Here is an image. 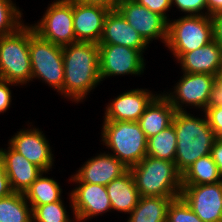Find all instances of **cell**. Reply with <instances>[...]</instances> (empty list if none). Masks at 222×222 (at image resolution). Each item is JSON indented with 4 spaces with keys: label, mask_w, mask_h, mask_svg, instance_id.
<instances>
[{
    "label": "cell",
    "mask_w": 222,
    "mask_h": 222,
    "mask_svg": "<svg viewBox=\"0 0 222 222\" xmlns=\"http://www.w3.org/2000/svg\"><path fill=\"white\" fill-rule=\"evenodd\" d=\"M62 52L64 65L62 94L76 103L81 102L101 82L98 44L75 42L63 46Z\"/></svg>",
    "instance_id": "obj_1"
},
{
    "label": "cell",
    "mask_w": 222,
    "mask_h": 222,
    "mask_svg": "<svg viewBox=\"0 0 222 222\" xmlns=\"http://www.w3.org/2000/svg\"><path fill=\"white\" fill-rule=\"evenodd\" d=\"M204 118L194 117L187 111L174 114L172 124L177 138L175 165L181 174L199 158L209 155L217 139L206 115Z\"/></svg>",
    "instance_id": "obj_2"
},
{
    "label": "cell",
    "mask_w": 222,
    "mask_h": 222,
    "mask_svg": "<svg viewBox=\"0 0 222 222\" xmlns=\"http://www.w3.org/2000/svg\"><path fill=\"white\" fill-rule=\"evenodd\" d=\"M140 197H180L182 174L175 162L146 155L129 168Z\"/></svg>",
    "instance_id": "obj_3"
},
{
    "label": "cell",
    "mask_w": 222,
    "mask_h": 222,
    "mask_svg": "<svg viewBox=\"0 0 222 222\" xmlns=\"http://www.w3.org/2000/svg\"><path fill=\"white\" fill-rule=\"evenodd\" d=\"M102 141L119 161L130 168L147 155V138L138 122L104 121Z\"/></svg>",
    "instance_id": "obj_4"
},
{
    "label": "cell",
    "mask_w": 222,
    "mask_h": 222,
    "mask_svg": "<svg viewBox=\"0 0 222 222\" xmlns=\"http://www.w3.org/2000/svg\"><path fill=\"white\" fill-rule=\"evenodd\" d=\"M30 26L0 37V79L17 84L31 80Z\"/></svg>",
    "instance_id": "obj_5"
},
{
    "label": "cell",
    "mask_w": 222,
    "mask_h": 222,
    "mask_svg": "<svg viewBox=\"0 0 222 222\" xmlns=\"http://www.w3.org/2000/svg\"><path fill=\"white\" fill-rule=\"evenodd\" d=\"M168 21L166 46L177 59L184 53L203 47L213 41L211 16L185 15Z\"/></svg>",
    "instance_id": "obj_6"
},
{
    "label": "cell",
    "mask_w": 222,
    "mask_h": 222,
    "mask_svg": "<svg viewBox=\"0 0 222 222\" xmlns=\"http://www.w3.org/2000/svg\"><path fill=\"white\" fill-rule=\"evenodd\" d=\"M31 81L38 77L62 94L64 65L62 46L41 38L30 25Z\"/></svg>",
    "instance_id": "obj_7"
},
{
    "label": "cell",
    "mask_w": 222,
    "mask_h": 222,
    "mask_svg": "<svg viewBox=\"0 0 222 222\" xmlns=\"http://www.w3.org/2000/svg\"><path fill=\"white\" fill-rule=\"evenodd\" d=\"M38 22L31 26L41 38L62 47L76 42L73 0H56L51 3Z\"/></svg>",
    "instance_id": "obj_8"
},
{
    "label": "cell",
    "mask_w": 222,
    "mask_h": 222,
    "mask_svg": "<svg viewBox=\"0 0 222 222\" xmlns=\"http://www.w3.org/2000/svg\"><path fill=\"white\" fill-rule=\"evenodd\" d=\"M215 84V76L202 73H183L181 79L170 94L163 92L175 111H185L183 104L206 109L210 93Z\"/></svg>",
    "instance_id": "obj_9"
},
{
    "label": "cell",
    "mask_w": 222,
    "mask_h": 222,
    "mask_svg": "<svg viewBox=\"0 0 222 222\" xmlns=\"http://www.w3.org/2000/svg\"><path fill=\"white\" fill-rule=\"evenodd\" d=\"M100 79L117 75H140L144 72L143 53L137 49L114 44H98Z\"/></svg>",
    "instance_id": "obj_10"
},
{
    "label": "cell",
    "mask_w": 222,
    "mask_h": 222,
    "mask_svg": "<svg viewBox=\"0 0 222 222\" xmlns=\"http://www.w3.org/2000/svg\"><path fill=\"white\" fill-rule=\"evenodd\" d=\"M116 9L147 44L159 38L166 44L168 21L163 16L139 5L135 0H120Z\"/></svg>",
    "instance_id": "obj_11"
},
{
    "label": "cell",
    "mask_w": 222,
    "mask_h": 222,
    "mask_svg": "<svg viewBox=\"0 0 222 222\" xmlns=\"http://www.w3.org/2000/svg\"><path fill=\"white\" fill-rule=\"evenodd\" d=\"M180 196L203 222H222V181L182 185Z\"/></svg>",
    "instance_id": "obj_12"
},
{
    "label": "cell",
    "mask_w": 222,
    "mask_h": 222,
    "mask_svg": "<svg viewBox=\"0 0 222 222\" xmlns=\"http://www.w3.org/2000/svg\"><path fill=\"white\" fill-rule=\"evenodd\" d=\"M76 183H79V186L71 191L70 207L77 222L111 211L112 206L106 186L86 182Z\"/></svg>",
    "instance_id": "obj_13"
},
{
    "label": "cell",
    "mask_w": 222,
    "mask_h": 222,
    "mask_svg": "<svg viewBox=\"0 0 222 222\" xmlns=\"http://www.w3.org/2000/svg\"><path fill=\"white\" fill-rule=\"evenodd\" d=\"M42 133L36 128L20 129L8 144L44 172H48L54 160L49 142Z\"/></svg>",
    "instance_id": "obj_14"
},
{
    "label": "cell",
    "mask_w": 222,
    "mask_h": 222,
    "mask_svg": "<svg viewBox=\"0 0 222 222\" xmlns=\"http://www.w3.org/2000/svg\"><path fill=\"white\" fill-rule=\"evenodd\" d=\"M110 9L73 0V27L76 42L99 44Z\"/></svg>",
    "instance_id": "obj_15"
},
{
    "label": "cell",
    "mask_w": 222,
    "mask_h": 222,
    "mask_svg": "<svg viewBox=\"0 0 222 222\" xmlns=\"http://www.w3.org/2000/svg\"><path fill=\"white\" fill-rule=\"evenodd\" d=\"M148 89H132L114 98L107 105L104 121L138 122L147 106L157 96Z\"/></svg>",
    "instance_id": "obj_16"
},
{
    "label": "cell",
    "mask_w": 222,
    "mask_h": 222,
    "mask_svg": "<svg viewBox=\"0 0 222 222\" xmlns=\"http://www.w3.org/2000/svg\"><path fill=\"white\" fill-rule=\"evenodd\" d=\"M129 170L121 161L110 154L100 153L88 159L77 173L70 178L74 182H86L106 186L112 180L121 177Z\"/></svg>",
    "instance_id": "obj_17"
},
{
    "label": "cell",
    "mask_w": 222,
    "mask_h": 222,
    "mask_svg": "<svg viewBox=\"0 0 222 222\" xmlns=\"http://www.w3.org/2000/svg\"><path fill=\"white\" fill-rule=\"evenodd\" d=\"M7 149H0V159L4 164L10 187L13 192L24 194L41 173L48 172H44L10 145Z\"/></svg>",
    "instance_id": "obj_18"
},
{
    "label": "cell",
    "mask_w": 222,
    "mask_h": 222,
    "mask_svg": "<svg viewBox=\"0 0 222 222\" xmlns=\"http://www.w3.org/2000/svg\"><path fill=\"white\" fill-rule=\"evenodd\" d=\"M99 44L127 46L142 53L148 46L117 9L108 12Z\"/></svg>",
    "instance_id": "obj_19"
},
{
    "label": "cell",
    "mask_w": 222,
    "mask_h": 222,
    "mask_svg": "<svg viewBox=\"0 0 222 222\" xmlns=\"http://www.w3.org/2000/svg\"><path fill=\"white\" fill-rule=\"evenodd\" d=\"M177 60L183 73L215 76L222 69V48L213 40L203 47L182 54Z\"/></svg>",
    "instance_id": "obj_20"
},
{
    "label": "cell",
    "mask_w": 222,
    "mask_h": 222,
    "mask_svg": "<svg viewBox=\"0 0 222 222\" xmlns=\"http://www.w3.org/2000/svg\"><path fill=\"white\" fill-rule=\"evenodd\" d=\"M175 108L162 94H158L145 109L138 123L146 138L158 134L172 124Z\"/></svg>",
    "instance_id": "obj_21"
},
{
    "label": "cell",
    "mask_w": 222,
    "mask_h": 222,
    "mask_svg": "<svg viewBox=\"0 0 222 222\" xmlns=\"http://www.w3.org/2000/svg\"><path fill=\"white\" fill-rule=\"evenodd\" d=\"M112 209L131 213L140 198L134 178L128 170L121 177L106 185Z\"/></svg>",
    "instance_id": "obj_22"
},
{
    "label": "cell",
    "mask_w": 222,
    "mask_h": 222,
    "mask_svg": "<svg viewBox=\"0 0 222 222\" xmlns=\"http://www.w3.org/2000/svg\"><path fill=\"white\" fill-rule=\"evenodd\" d=\"M175 198L142 196L127 222H166L168 207Z\"/></svg>",
    "instance_id": "obj_23"
},
{
    "label": "cell",
    "mask_w": 222,
    "mask_h": 222,
    "mask_svg": "<svg viewBox=\"0 0 222 222\" xmlns=\"http://www.w3.org/2000/svg\"><path fill=\"white\" fill-rule=\"evenodd\" d=\"M222 175L211 155L199 158L182 173V185L214 184Z\"/></svg>",
    "instance_id": "obj_24"
},
{
    "label": "cell",
    "mask_w": 222,
    "mask_h": 222,
    "mask_svg": "<svg viewBox=\"0 0 222 222\" xmlns=\"http://www.w3.org/2000/svg\"><path fill=\"white\" fill-rule=\"evenodd\" d=\"M43 173L31 184L24 193L32 211L40 205H45L61 200L62 189L53 178L42 176Z\"/></svg>",
    "instance_id": "obj_25"
},
{
    "label": "cell",
    "mask_w": 222,
    "mask_h": 222,
    "mask_svg": "<svg viewBox=\"0 0 222 222\" xmlns=\"http://www.w3.org/2000/svg\"><path fill=\"white\" fill-rule=\"evenodd\" d=\"M0 222H33L32 208L22 193L0 199Z\"/></svg>",
    "instance_id": "obj_26"
},
{
    "label": "cell",
    "mask_w": 222,
    "mask_h": 222,
    "mask_svg": "<svg viewBox=\"0 0 222 222\" xmlns=\"http://www.w3.org/2000/svg\"><path fill=\"white\" fill-rule=\"evenodd\" d=\"M176 148L177 138L173 124L147 139V155L153 158L175 162Z\"/></svg>",
    "instance_id": "obj_27"
},
{
    "label": "cell",
    "mask_w": 222,
    "mask_h": 222,
    "mask_svg": "<svg viewBox=\"0 0 222 222\" xmlns=\"http://www.w3.org/2000/svg\"><path fill=\"white\" fill-rule=\"evenodd\" d=\"M22 13L12 0H0V37L16 32L24 25Z\"/></svg>",
    "instance_id": "obj_28"
},
{
    "label": "cell",
    "mask_w": 222,
    "mask_h": 222,
    "mask_svg": "<svg viewBox=\"0 0 222 222\" xmlns=\"http://www.w3.org/2000/svg\"><path fill=\"white\" fill-rule=\"evenodd\" d=\"M33 222H72L67 215L62 199L45 205L37 206L33 211Z\"/></svg>",
    "instance_id": "obj_29"
},
{
    "label": "cell",
    "mask_w": 222,
    "mask_h": 222,
    "mask_svg": "<svg viewBox=\"0 0 222 222\" xmlns=\"http://www.w3.org/2000/svg\"><path fill=\"white\" fill-rule=\"evenodd\" d=\"M166 222H203L180 196L173 199L168 207Z\"/></svg>",
    "instance_id": "obj_30"
},
{
    "label": "cell",
    "mask_w": 222,
    "mask_h": 222,
    "mask_svg": "<svg viewBox=\"0 0 222 222\" xmlns=\"http://www.w3.org/2000/svg\"><path fill=\"white\" fill-rule=\"evenodd\" d=\"M171 4L187 15H206L203 11L207 10V0H171Z\"/></svg>",
    "instance_id": "obj_31"
},
{
    "label": "cell",
    "mask_w": 222,
    "mask_h": 222,
    "mask_svg": "<svg viewBox=\"0 0 222 222\" xmlns=\"http://www.w3.org/2000/svg\"><path fill=\"white\" fill-rule=\"evenodd\" d=\"M203 112H205L204 114L215 136L222 138V106L206 108Z\"/></svg>",
    "instance_id": "obj_32"
},
{
    "label": "cell",
    "mask_w": 222,
    "mask_h": 222,
    "mask_svg": "<svg viewBox=\"0 0 222 222\" xmlns=\"http://www.w3.org/2000/svg\"><path fill=\"white\" fill-rule=\"evenodd\" d=\"M139 5L163 16L167 21L166 12L172 7L171 0H135Z\"/></svg>",
    "instance_id": "obj_33"
},
{
    "label": "cell",
    "mask_w": 222,
    "mask_h": 222,
    "mask_svg": "<svg viewBox=\"0 0 222 222\" xmlns=\"http://www.w3.org/2000/svg\"><path fill=\"white\" fill-rule=\"evenodd\" d=\"M220 106H222V69H220L215 75V84L213 85L206 108Z\"/></svg>",
    "instance_id": "obj_34"
},
{
    "label": "cell",
    "mask_w": 222,
    "mask_h": 222,
    "mask_svg": "<svg viewBox=\"0 0 222 222\" xmlns=\"http://www.w3.org/2000/svg\"><path fill=\"white\" fill-rule=\"evenodd\" d=\"M15 85V83L9 82L4 79H0V113L6 112L10 107L11 103V90L9 85Z\"/></svg>",
    "instance_id": "obj_35"
},
{
    "label": "cell",
    "mask_w": 222,
    "mask_h": 222,
    "mask_svg": "<svg viewBox=\"0 0 222 222\" xmlns=\"http://www.w3.org/2000/svg\"><path fill=\"white\" fill-rule=\"evenodd\" d=\"M213 25V40L222 48V12L211 16Z\"/></svg>",
    "instance_id": "obj_36"
},
{
    "label": "cell",
    "mask_w": 222,
    "mask_h": 222,
    "mask_svg": "<svg viewBox=\"0 0 222 222\" xmlns=\"http://www.w3.org/2000/svg\"><path fill=\"white\" fill-rule=\"evenodd\" d=\"M12 192L4 164L0 159V199L9 196Z\"/></svg>",
    "instance_id": "obj_37"
},
{
    "label": "cell",
    "mask_w": 222,
    "mask_h": 222,
    "mask_svg": "<svg viewBox=\"0 0 222 222\" xmlns=\"http://www.w3.org/2000/svg\"><path fill=\"white\" fill-rule=\"evenodd\" d=\"M213 161L216 163L220 174L222 175V138H217L210 151Z\"/></svg>",
    "instance_id": "obj_38"
},
{
    "label": "cell",
    "mask_w": 222,
    "mask_h": 222,
    "mask_svg": "<svg viewBox=\"0 0 222 222\" xmlns=\"http://www.w3.org/2000/svg\"><path fill=\"white\" fill-rule=\"evenodd\" d=\"M75 1L85 4L99 5L108 8L110 10H114L117 8V5L120 0H75Z\"/></svg>",
    "instance_id": "obj_39"
},
{
    "label": "cell",
    "mask_w": 222,
    "mask_h": 222,
    "mask_svg": "<svg viewBox=\"0 0 222 222\" xmlns=\"http://www.w3.org/2000/svg\"><path fill=\"white\" fill-rule=\"evenodd\" d=\"M222 12V0H207V16Z\"/></svg>",
    "instance_id": "obj_40"
}]
</instances>
